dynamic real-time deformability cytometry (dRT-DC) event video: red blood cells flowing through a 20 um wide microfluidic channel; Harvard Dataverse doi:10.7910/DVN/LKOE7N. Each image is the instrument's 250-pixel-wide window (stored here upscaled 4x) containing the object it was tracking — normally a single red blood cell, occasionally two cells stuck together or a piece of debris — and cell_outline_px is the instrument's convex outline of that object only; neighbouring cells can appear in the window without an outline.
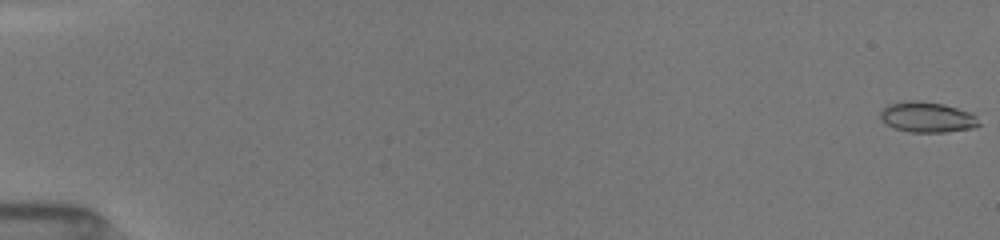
{"species": "common noctule bat (a hibernating species)", "species_latin": "Nyctalus noctula", "temperature_condition": "room temperature", "stored_images_in_passage": 51, "camera_frame_rate_fps": 3000, "um_per_image_px": 0.085, "animal": {"sex": "female", "body_mass_g": 19.5, "forearm_length_mm": 54.1}, "frame": {"image": 1, "passage_image": 1, "time_ms": 0.0, "image_size_px": [1000, 240], "cell_outline_px": [[980, 124], [972, 128], [944, 132], [908, 132], [896, 128], [888, 124], [880, 116], [880, 112], [888, 104], [908, 100], [920, 100], [944, 104], [972, 112], [976, 116]], "centroid_in_image_um": [78.84, 9.94], "position_along_channel_um": 6.2, "area_um2": 17.46}}
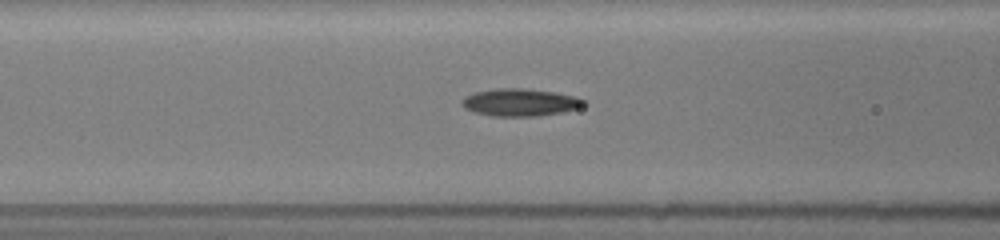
{"frame": {"image": 2, "passage_image": 22, "time_ms": 7.333, "image_size_px": [1000, 240], "cell_outline_px": [[584, 104], [576, 108], [564, 112], [540, 116], [492, 116], [472, 112], [464, 108], [460, 104], [460, 100], [464, 96], [476, 92], [496, 88], [524, 88], [556, 92], [576, 96], [584, 100]], "centroid_in_image_um": [44.16, 8.7], "position_along_channel_um": 122.4, "area_um2": 19.71}}
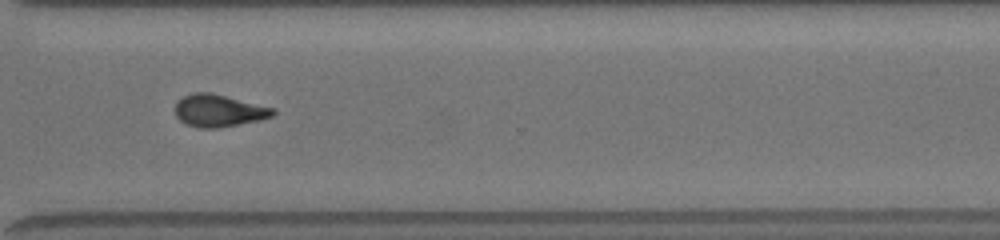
{"frame": {"image": 3, "passage_image": 50, "time_ms": 13.0, "image_size_px": [1000, 240], "cell_outline_px": [[276, 112], [272, 116], [260, 120], [216, 128], [200, 128], [184, 124], [176, 116], [176, 100], [192, 92], [212, 92], [276, 108]], "centroid_in_image_um": [18.6, 9.39], "position_along_channel_um": 352.0, "area_um2": 18.61}}